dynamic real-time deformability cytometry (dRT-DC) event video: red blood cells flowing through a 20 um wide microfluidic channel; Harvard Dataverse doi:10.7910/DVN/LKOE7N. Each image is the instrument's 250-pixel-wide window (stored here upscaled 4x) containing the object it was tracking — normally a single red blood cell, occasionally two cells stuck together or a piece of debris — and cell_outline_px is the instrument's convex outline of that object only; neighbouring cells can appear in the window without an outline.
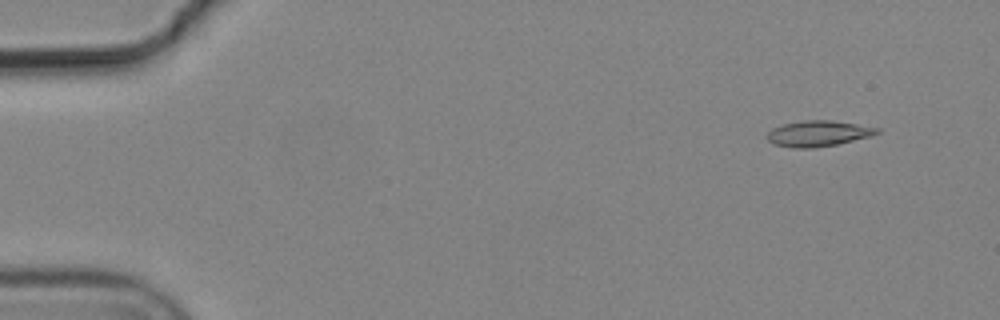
{"species": "common noctule bat (a hibernating species)", "species_latin": "Nyctalus noctula", "temperature_condition": "cold", "stored_images_in_passage": 8, "camera_frame_rate_fps": 3000, "um_per_image_px": 0.085, "animal": {"sex": "male", "body_mass_g": 19.2, "forearm_length_mm": 51.8}, "frame": {"image": 1, "passage_image": 2, "time_ms": 0.333, "image_size_px": [1000, 320], "cell_outline_px": [[880, 132], [872, 136], [836, 144], [816, 148], [792, 148], [772, 144], [768, 140], [768, 132], [772, 128], [784, 124], [804, 120], [832, 120], [880, 128]], "centroid_in_image_um": [69.55, 11.35], "position_along_channel_um": 15.5, "area_um2": 16.53}}
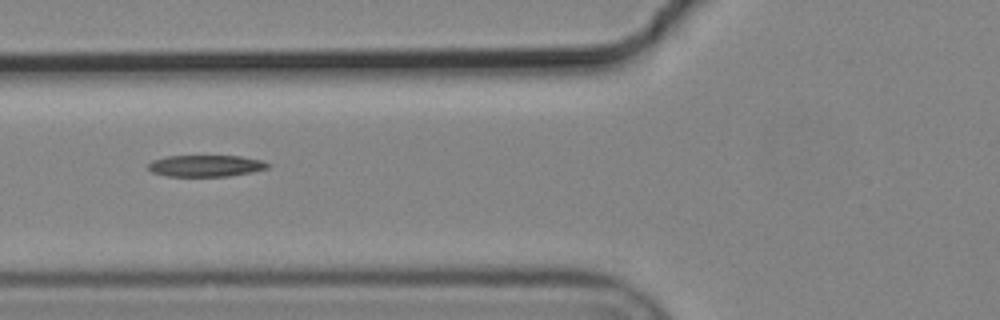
{"frame": {"image": 2, "passage_image": 7, "time_ms": 2.0, "image_size_px": [1000, 320], "cell_outline_px": [[272, 164], [268, 168], [252, 172], [228, 176], [168, 176], [152, 172], [148, 168], [148, 164], [152, 160], [168, 156], [240, 156], [260, 160]], "centroid_in_image_um": [17.5, 14.09], "position_along_channel_um": 108.3, "area_um2": 14.97}}
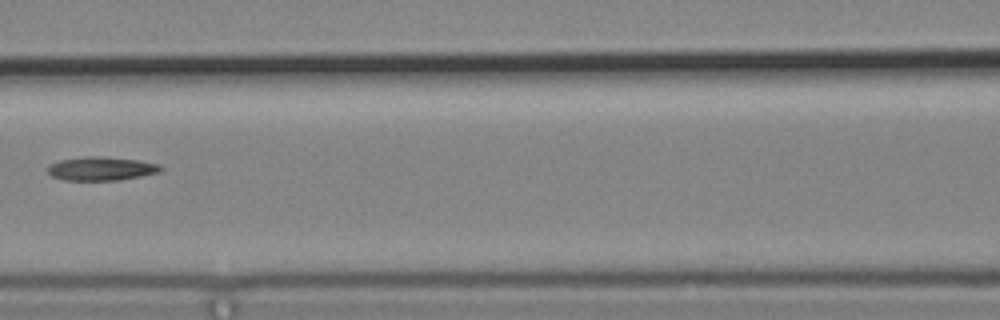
{"frame": {"image": 3, "passage_image": 8, "time_ms": 2.333, "image_size_px": [1000, 320], "cell_outline_px": [[164, 168], [160, 172], [120, 180], [64, 180], [52, 176], [48, 172], [48, 164], [60, 160], [84, 156], [100, 156], [136, 160], [160, 164]], "centroid_in_image_um": [8.6, 14.33], "position_along_channel_um": 158.0, "area_um2": 15.61}}